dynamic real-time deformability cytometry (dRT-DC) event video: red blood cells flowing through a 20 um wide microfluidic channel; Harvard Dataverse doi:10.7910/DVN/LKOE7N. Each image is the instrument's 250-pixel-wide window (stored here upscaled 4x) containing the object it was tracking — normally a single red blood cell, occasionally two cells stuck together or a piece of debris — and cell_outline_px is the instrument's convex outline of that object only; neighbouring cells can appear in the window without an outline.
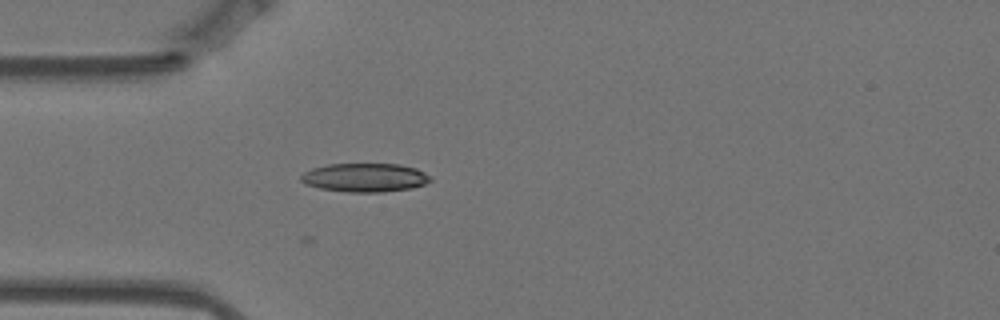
{"species": "Egyptian fruit bat (a non-hibernating species)", "species_latin": "Rousettus aegyptiacus", "temperature_condition": "warm", "stored_images_in_passage": 30, "camera_frame_rate_fps": 3000, "um_per_image_px": 0.085, "animal": {"sex": "female"}, "frame": {"image": 1, "passage_image": 1, "time_ms": 0.0, "image_size_px": [1000, 320], "cell_outline_px": [[432, 180], [424, 184], [412, 188], [380, 192], [348, 192], [320, 188], [304, 184], [300, 180], [300, 176], [304, 172], [312, 168], [328, 164], [400, 164], [416, 168], [432, 176]], "centroid_in_image_um": [31.02, 15.09], "position_along_channel_um": 54.0, "area_um2": 21.73}}
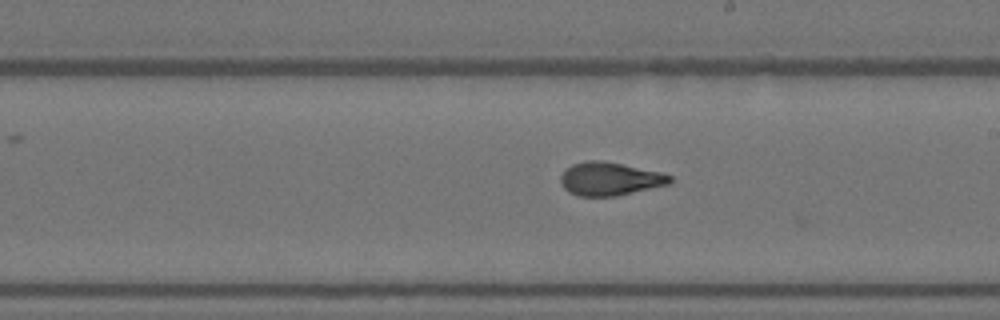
{"frame": {"image": 2, "passage_image": 17, "time_ms": 5.333, "image_size_px": [1000, 320], "cell_outline_px": [[672, 180], [668, 184], [616, 196], [580, 196], [568, 192], [564, 188], [560, 180], [560, 176], [572, 164], [588, 160], [600, 160], [660, 172], [672, 176]], "centroid_in_image_um": [51.81, 15.21], "position_along_channel_um": 237.2, "area_um2": 20.87}}
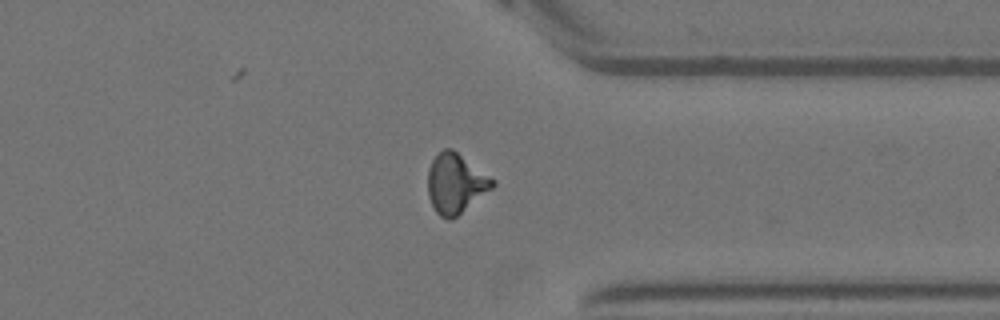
{"frame": {"image": 3, "passage_image": 29, "time_ms": 9.333, "image_size_px": [1000, 320], "cell_outline_px": [[496, 184], [492, 188], [452, 220], [448, 220], [440, 216], [436, 212], [428, 196], [428, 168], [432, 160], [444, 148], [452, 148], [496, 180]], "centroid_in_image_um": [38.73, 15.59], "position_along_channel_um": 372.7, "area_um2": 22.48}}